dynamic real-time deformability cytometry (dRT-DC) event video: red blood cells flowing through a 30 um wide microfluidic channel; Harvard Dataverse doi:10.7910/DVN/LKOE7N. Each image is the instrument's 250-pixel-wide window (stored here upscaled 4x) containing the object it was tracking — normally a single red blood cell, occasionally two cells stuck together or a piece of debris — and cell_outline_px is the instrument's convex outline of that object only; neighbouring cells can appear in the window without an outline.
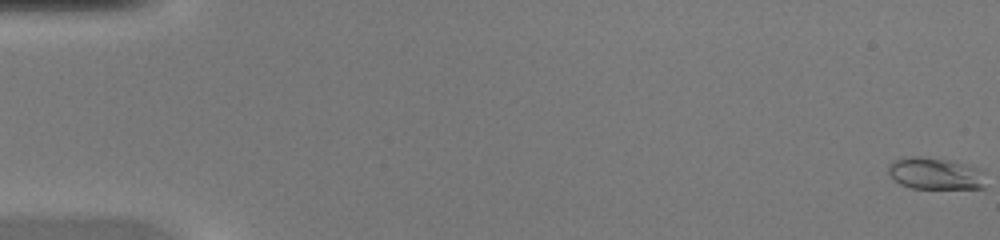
{"species": "common noctule bat (a hibernating species)", "species_latin": "Nyctalus noctula", "temperature_condition": "warm", "stored_images_in_passage": 47, "camera_frame_rate_fps": 3000, "um_per_image_px": 0.085, "animal": {"sex": "female", "body_mass_g": 20.0, "forearm_length_mm": 54.0}, "frame": {"image": 1, "passage_image": 1, "time_ms": 0.0, "image_size_px": [1000, 240], "cell_outline_px": [[984, 188], [912, 188], [900, 184], [888, 172], [888, 164], [892, 160], [900, 156], [920, 156], [952, 160], [976, 168], [984, 172]], "centroid_in_image_um": [79.45, 14.73], "position_along_channel_um": 5.6, "area_um2": 18.21}}
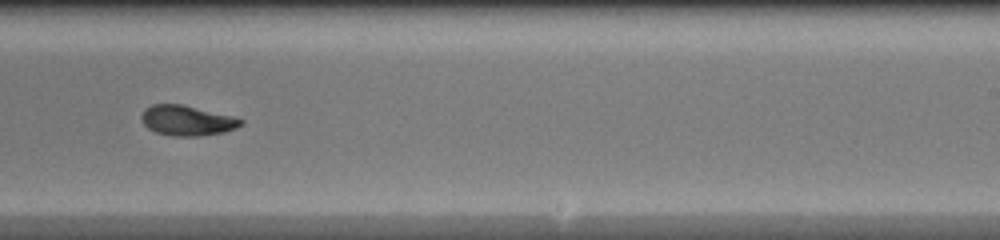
{"frame": {"image": 2, "passage_image": 30, "time_ms": 9.667, "image_size_px": [1000, 240], "cell_outline_px": [[244, 124], [236, 128], [224, 132], [200, 136], [172, 136], [156, 132], [148, 128], [140, 120], [140, 116], [144, 108], [152, 104], [180, 104], [232, 116], [244, 120]], "centroid_in_image_um": [15.87, 10.25], "position_along_channel_um": 273.1, "area_um2": 17.51}}
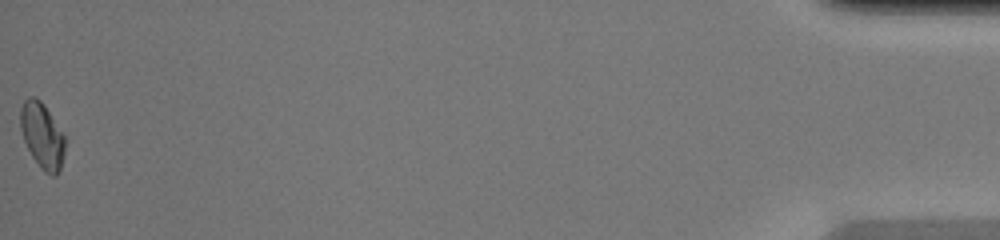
{"frame": {"image": 3, "passage_image": 47, "time_ms": 15.333, "image_size_px": [1000, 240], "cell_outline_px": [[64, 152], [60, 168], [56, 176], [52, 176], [44, 172], [32, 156], [24, 140], [20, 128], [20, 108], [24, 100], [28, 96], [36, 96], [44, 104], [64, 136]], "centroid_in_image_um": [3.56, 11.5], "position_along_channel_um": 431.6, "area_um2": 16.88}}